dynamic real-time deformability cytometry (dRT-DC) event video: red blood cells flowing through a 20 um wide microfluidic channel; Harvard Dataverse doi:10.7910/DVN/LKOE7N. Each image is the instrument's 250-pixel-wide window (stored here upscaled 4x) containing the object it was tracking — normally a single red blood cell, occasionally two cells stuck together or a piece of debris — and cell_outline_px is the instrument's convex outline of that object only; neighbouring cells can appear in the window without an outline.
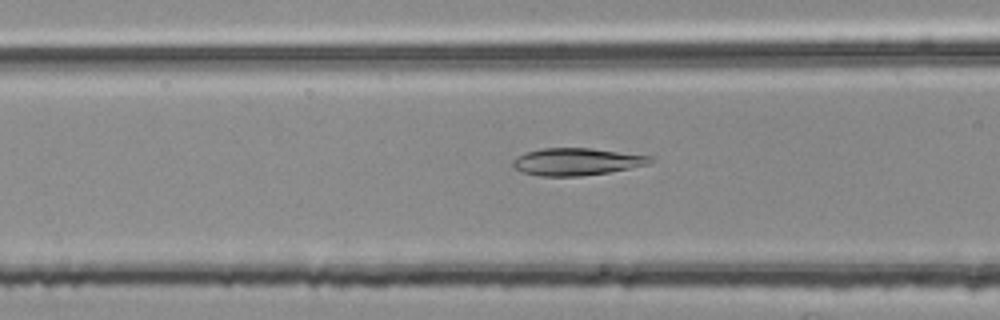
{"species": "common noctule bat (a hibernating species)", "species_latin": "Nyctalus noctula", "temperature_condition": "room temperature", "stored_images_in_passage": 33, "camera_frame_rate_fps": 3000, "um_per_image_px": 0.085, "animal": {"sex": "female", "body_mass_g": 25.1}, "frame": {"image": 1, "passage_image": 8, "time_ms": 2.333, "image_size_px": [1000, 320], "cell_outline_px": [[652, 160], [648, 164], [608, 172], [580, 176], [540, 176], [524, 172], [512, 168], [512, 160], [516, 156], [528, 152], [544, 148], [592, 148], [652, 156]], "centroid_in_image_um": [48.97, 13.74], "position_along_channel_um": 117.6, "area_um2": 21.68}}
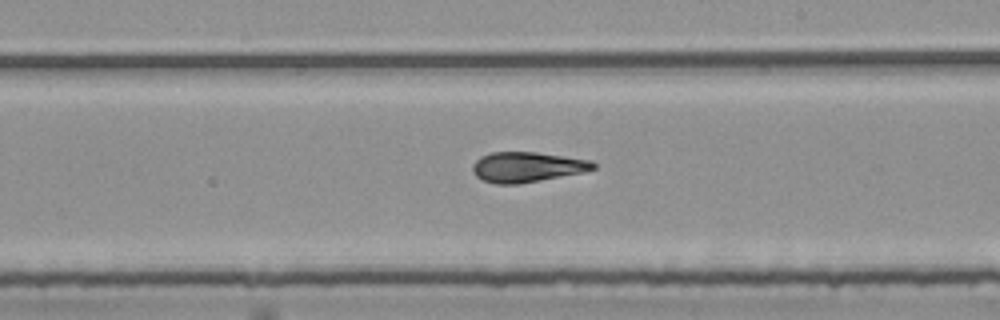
{"frame": {"image": 2, "passage_image": 18, "time_ms": 5.667, "image_size_px": [1000, 320], "cell_outline_px": [[596, 168], [584, 172], [520, 184], [496, 184], [484, 180], [476, 176], [472, 172], [472, 164], [480, 156], [492, 152], [536, 152], [592, 160], [596, 164]], "centroid_in_image_um": [44.8, 14.19], "position_along_channel_um": 244.2, "area_um2": 21.33}}
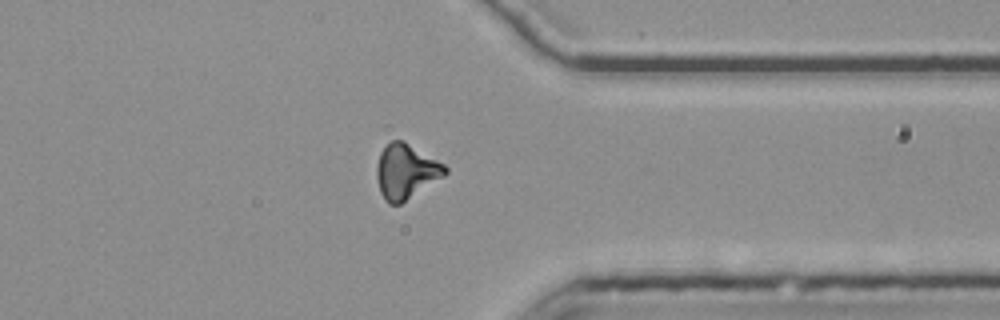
{"frame": {"image": 3, "passage_image": 29, "time_ms": 9.333, "image_size_px": [1000, 320], "cell_outline_px": [[448, 172], [444, 176], [400, 204], [388, 204], [384, 200], [380, 192], [376, 176], [376, 168], [380, 152], [392, 140], [404, 140], [444, 164], [448, 168]], "centroid_in_image_um": [34.5, 14.57], "position_along_channel_um": 376.9, "area_um2": 21.79}, "authors_computed_cell_mechanics": {"area_um2": 21.4438, "velocity_mm_per_s": 3.7945, "shape_relaxation_time_tau1_ms": 4.0912, "shape_relaxation_time_tau2_ms": 3.9878, "deformation_change_tau1": 0.1798, "deformation_change_tau2": 0.1205}}